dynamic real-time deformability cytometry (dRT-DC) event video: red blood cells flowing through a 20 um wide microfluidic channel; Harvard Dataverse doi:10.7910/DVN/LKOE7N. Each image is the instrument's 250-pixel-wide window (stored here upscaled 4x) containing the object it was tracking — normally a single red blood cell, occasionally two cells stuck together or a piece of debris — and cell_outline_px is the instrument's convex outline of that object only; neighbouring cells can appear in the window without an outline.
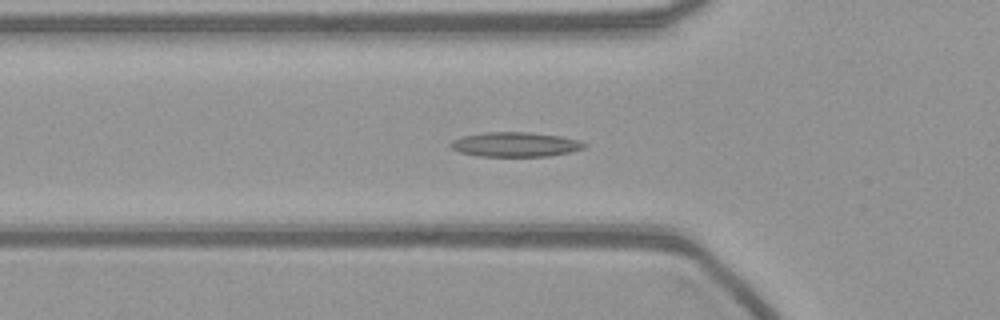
{"species": "common noctule bat (a hibernating species)", "species_latin": "Nyctalus noctula", "temperature_condition": "warm", "stored_images_in_passage": 40, "camera_frame_rate_fps": 3000, "um_per_image_px": 0.085, "animal": {"sex": "female", "body_mass_g": 21.9}, "frame": {"image": 1, "passage_image": 2, "time_ms": 0.333, "image_size_px": [1000, 320], "cell_outline_px": [[588, 144], [584, 148], [572, 152], [548, 156], [476, 156], [460, 152], [452, 148], [448, 144], [452, 140], [464, 136], [484, 132], [528, 132], [560, 136], [580, 140]], "centroid_in_image_um": [43.82, 12.28], "position_along_channel_um": 82.0, "area_um2": 19.25}}
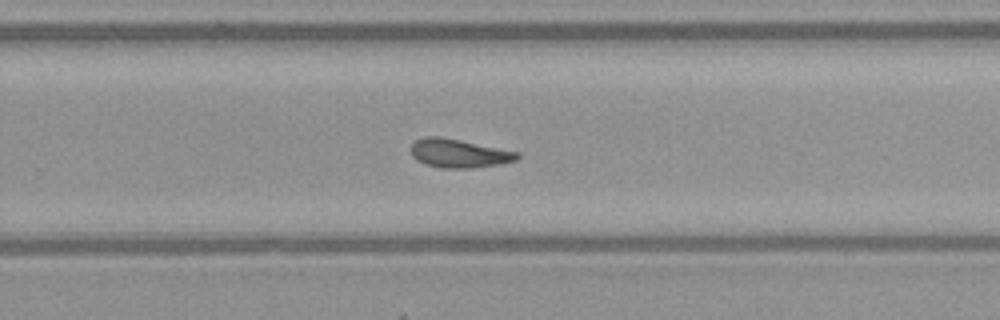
{"frame": {"image": 2, "passage_image": 19, "time_ms": 6.0, "image_size_px": [1000, 320], "cell_outline_px": [[520, 156], [516, 160], [500, 164], [472, 168], [440, 168], [416, 160], [412, 156], [412, 144], [416, 140], [424, 136], [440, 136], [520, 152]], "centroid_in_image_um": [39.02, 13.03], "position_along_channel_um": 290.8, "area_um2": 17.69}}
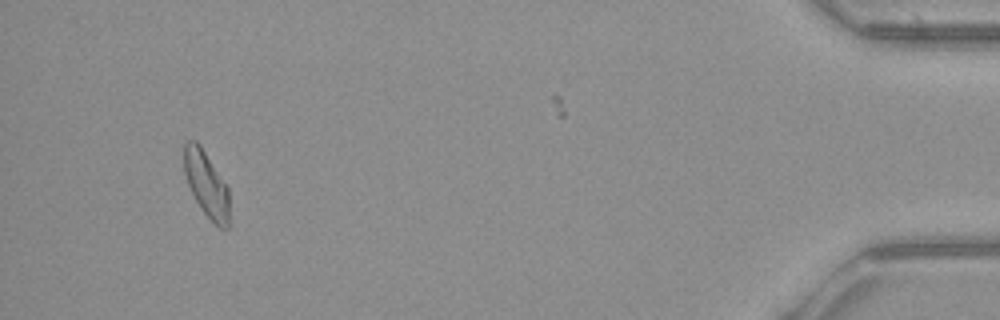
{"frame": {"image": 3, "passage_image": 36, "time_ms": 11.667, "image_size_px": [1000, 320], "cell_outline_px": [[228, 228], [220, 228], [200, 208], [188, 184], [184, 172], [184, 144], [188, 140], [196, 140], [200, 144], [228, 188]], "centroid_in_image_um": [17.52, 15.61], "position_along_channel_um": 417.7, "area_um2": 16.94}}